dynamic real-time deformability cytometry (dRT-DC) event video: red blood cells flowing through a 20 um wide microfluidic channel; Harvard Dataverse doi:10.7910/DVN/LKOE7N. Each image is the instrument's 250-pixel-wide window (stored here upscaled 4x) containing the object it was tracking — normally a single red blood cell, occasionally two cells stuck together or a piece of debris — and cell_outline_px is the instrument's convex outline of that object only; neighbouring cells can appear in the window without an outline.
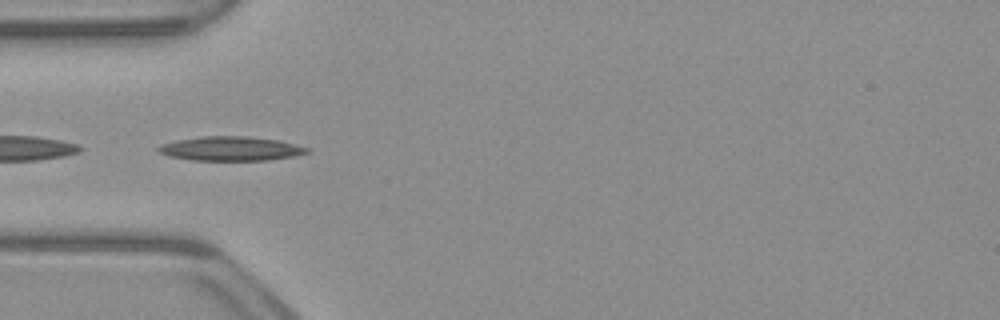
{"species": "common noctule bat (a hibernating species)", "species_latin": "Nyctalus noctula", "temperature_condition": "warm", "stored_images_in_passage": 52, "camera_frame_rate_fps": 3000, "um_per_image_px": 0.085, "animal": {"sex": "male", "body_mass_g": 23.1, "forearm_length_mm": 52.7}, "frame": {"image": 1, "passage_image": 16, "time_ms": 5.0, "image_size_px": [1000, 320], "cell_outline_px": [[312, 152], [296, 156], [268, 160], [192, 160], [168, 156], [160, 152], [156, 148], [160, 144], [176, 140], [204, 136], [244, 136], [280, 140], [308, 148]], "centroid_in_image_um": [19.63, 12.63], "position_along_channel_um": 65.4, "area_um2": 21.04}}
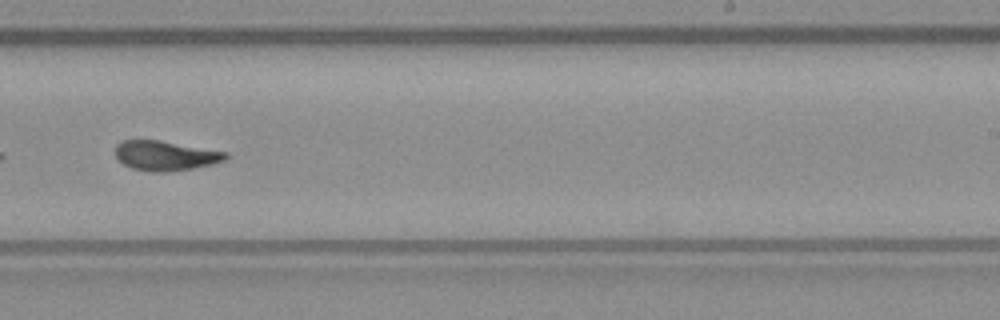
{"frame": {"image": 2, "passage_image": 32, "time_ms": 10.333, "image_size_px": [1000, 320], "cell_outline_px": [[228, 156], [224, 160], [212, 164], [192, 168], [160, 172], [152, 172], [132, 168], [124, 164], [116, 156], [116, 144], [120, 140], [160, 140], [228, 152]], "centroid_in_image_um": [14.05, 13.21], "position_along_channel_um": 274.9, "area_um2": 18.96}}
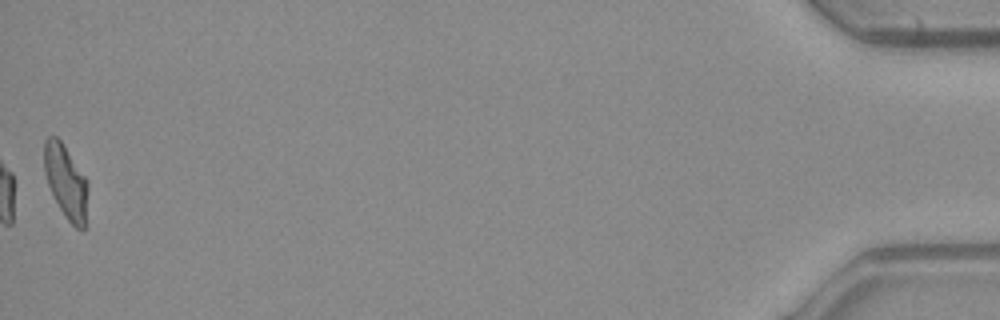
{"frame": {"image": 3, "passage_image": 52, "time_ms": 17.0, "image_size_px": [1000, 320], "cell_outline_px": [[88, 188], [84, 228], [76, 228], [68, 220], [60, 208], [48, 184], [44, 172], [44, 140], [48, 136], [56, 136], [60, 140], [88, 180]], "centroid_in_image_um": [5.6, 15.4], "position_along_channel_um": 429.6, "area_um2": 18.44}, "authors_computed_cell_mechanics": {"area_um2": 19.4786, "velocity_mm_per_s": 3.9187, "shape_relaxation_time_tau1_ms": 4.307, "shape_relaxation_time_tau2_ms": 1.9404, "deformation_change_tau1": 0.1647, "deformation_change_tau2": 0.0947}}